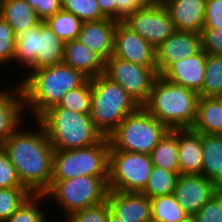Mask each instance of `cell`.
<instances>
[{
    "label": "cell",
    "instance_id": "41",
    "mask_svg": "<svg viewBox=\"0 0 222 222\" xmlns=\"http://www.w3.org/2000/svg\"><path fill=\"white\" fill-rule=\"evenodd\" d=\"M201 42L206 53L222 56V30L202 29Z\"/></svg>",
    "mask_w": 222,
    "mask_h": 222
},
{
    "label": "cell",
    "instance_id": "33",
    "mask_svg": "<svg viewBox=\"0 0 222 222\" xmlns=\"http://www.w3.org/2000/svg\"><path fill=\"white\" fill-rule=\"evenodd\" d=\"M45 199L44 194H33L24 202L6 222H48L47 215L39 203ZM43 210V211H42Z\"/></svg>",
    "mask_w": 222,
    "mask_h": 222
},
{
    "label": "cell",
    "instance_id": "16",
    "mask_svg": "<svg viewBox=\"0 0 222 222\" xmlns=\"http://www.w3.org/2000/svg\"><path fill=\"white\" fill-rule=\"evenodd\" d=\"M206 58L207 53L202 49L194 56L172 63L160 76L199 93L203 87Z\"/></svg>",
    "mask_w": 222,
    "mask_h": 222
},
{
    "label": "cell",
    "instance_id": "7",
    "mask_svg": "<svg viewBox=\"0 0 222 222\" xmlns=\"http://www.w3.org/2000/svg\"><path fill=\"white\" fill-rule=\"evenodd\" d=\"M109 149V139L104 137L86 148L54 150L51 180L80 176L108 177Z\"/></svg>",
    "mask_w": 222,
    "mask_h": 222
},
{
    "label": "cell",
    "instance_id": "46",
    "mask_svg": "<svg viewBox=\"0 0 222 222\" xmlns=\"http://www.w3.org/2000/svg\"><path fill=\"white\" fill-rule=\"evenodd\" d=\"M215 98L218 100V102L220 103V105L222 107V93L216 95Z\"/></svg>",
    "mask_w": 222,
    "mask_h": 222
},
{
    "label": "cell",
    "instance_id": "45",
    "mask_svg": "<svg viewBox=\"0 0 222 222\" xmlns=\"http://www.w3.org/2000/svg\"><path fill=\"white\" fill-rule=\"evenodd\" d=\"M179 222H197L194 215H187L184 219L180 220Z\"/></svg>",
    "mask_w": 222,
    "mask_h": 222
},
{
    "label": "cell",
    "instance_id": "14",
    "mask_svg": "<svg viewBox=\"0 0 222 222\" xmlns=\"http://www.w3.org/2000/svg\"><path fill=\"white\" fill-rule=\"evenodd\" d=\"M113 56L141 66H156L155 48L122 22L115 28Z\"/></svg>",
    "mask_w": 222,
    "mask_h": 222
},
{
    "label": "cell",
    "instance_id": "27",
    "mask_svg": "<svg viewBox=\"0 0 222 222\" xmlns=\"http://www.w3.org/2000/svg\"><path fill=\"white\" fill-rule=\"evenodd\" d=\"M150 212L151 222H179L188 215L173 193L150 199Z\"/></svg>",
    "mask_w": 222,
    "mask_h": 222
},
{
    "label": "cell",
    "instance_id": "36",
    "mask_svg": "<svg viewBox=\"0 0 222 222\" xmlns=\"http://www.w3.org/2000/svg\"><path fill=\"white\" fill-rule=\"evenodd\" d=\"M16 52V36L13 29L0 17V66L13 61Z\"/></svg>",
    "mask_w": 222,
    "mask_h": 222
},
{
    "label": "cell",
    "instance_id": "31",
    "mask_svg": "<svg viewBox=\"0 0 222 222\" xmlns=\"http://www.w3.org/2000/svg\"><path fill=\"white\" fill-rule=\"evenodd\" d=\"M74 112L90 114L91 112V80L87 79L81 86L68 91L57 106Z\"/></svg>",
    "mask_w": 222,
    "mask_h": 222
},
{
    "label": "cell",
    "instance_id": "35",
    "mask_svg": "<svg viewBox=\"0 0 222 222\" xmlns=\"http://www.w3.org/2000/svg\"><path fill=\"white\" fill-rule=\"evenodd\" d=\"M110 209L107 200L65 216L66 222H106Z\"/></svg>",
    "mask_w": 222,
    "mask_h": 222
},
{
    "label": "cell",
    "instance_id": "2",
    "mask_svg": "<svg viewBox=\"0 0 222 222\" xmlns=\"http://www.w3.org/2000/svg\"><path fill=\"white\" fill-rule=\"evenodd\" d=\"M29 73V74H28ZM19 86L24 109H29L34 121L51 107L57 106L70 90L81 86L88 78L64 63L28 72ZM26 107V108H25Z\"/></svg>",
    "mask_w": 222,
    "mask_h": 222
},
{
    "label": "cell",
    "instance_id": "18",
    "mask_svg": "<svg viewBox=\"0 0 222 222\" xmlns=\"http://www.w3.org/2000/svg\"><path fill=\"white\" fill-rule=\"evenodd\" d=\"M116 26L117 21L109 18L83 22L75 40L88 46L106 61L113 55Z\"/></svg>",
    "mask_w": 222,
    "mask_h": 222
},
{
    "label": "cell",
    "instance_id": "42",
    "mask_svg": "<svg viewBox=\"0 0 222 222\" xmlns=\"http://www.w3.org/2000/svg\"><path fill=\"white\" fill-rule=\"evenodd\" d=\"M35 11L38 18L43 22L62 10V0H25Z\"/></svg>",
    "mask_w": 222,
    "mask_h": 222
},
{
    "label": "cell",
    "instance_id": "1",
    "mask_svg": "<svg viewBox=\"0 0 222 222\" xmlns=\"http://www.w3.org/2000/svg\"><path fill=\"white\" fill-rule=\"evenodd\" d=\"M36 122L37 131H23L20 125L1 146L22 186L32 194H44L50 187L54 149L45 128L38 120Z\"/></svg>",
    "mask_w": 222,
    "mask_h": 222
},
{
    "label": "cell",
    "instance_id": "37",
    "mask_svg": "<svg viewBox=\"0 0 222 222\" xmlns=\"http://www.w3.org/2000/svg\"><path fill=\"white\" fill-rule=\"evenodd\" d=\"M197 222H222V189L194 215Z\"/></svg>",
    "mask_w": 222,
    "mask_h": 222
},
{
    "label": "cell",
    "instance_id": "21",
    "mask_svg": "<svg viewBox=\"0 0 222 222\" xmlns=\"http://www.w3.org/2000/svg\"><path fill=\"white\" fill-rule=\"evenodd\" d=\"M179 174L201 175L202 134L192 128L177 129Z\"/></svg>",
    "mask_w": 222,
    "mask_h": 222
},
{
    "label": "cell",
    "instance_id": "5",
    "mask_svg": "<svg viewBox=\"0 0 222 222\" xmlns=\"http://www.w3.org/2000/svg\"><path fill=\"white\" fill-rule=\"evenodd\" d=\"M90 118L104 137H108L140 105L120 85L104 74L91 78Z\"/></svg>",
    "mask_w": 222,
    "mask_h": 222
},
{
    "label": "cell",
    "instance_id": "25",
    "mask_svg": "<svg viewBox=\"0 0 222 222\" xmlns=\"http://www.w3.org/2000/svg\"><path fill=\"white\" fill-rule=\"evenodd\" d=\"M192 129L201 134L222 135V107L215 97L199 96Z\"/></svg>",
    "mask_w": 222,
    "mask_h": 222
},
{
    "label": "cell",
    "instance_id": "15",
    "mask_svg": "<svg viewBox=\"0 0 222 222\" xmlns=\"http://www.w3.org/2000/svg\"><path fill=\"white\" fill-rule=\"evenodd\" d=\"M155 50L157 72L161 75L172 63L194 56L202 50L201 34L175 31Z\"/></svg>",
    "mask_w": 222,
    "mask_h": 222
},
{
    "label": "cell",
    "instance_id": "24",
    "mask_svg": "<svg viewBox=\"0 0 222 222\" xmlns=\"http://www.w3.org/2000/svg\"><path fill=\"white\" fill-rule=\"evenodd\" d=\"M202 174L222 189V135L202 134Z\"/></svg>",
    "mask_w": 222,
    "mask_h": 222
},
{
    "label": "cell",
    "instance_id": "17",
    "mask_svg": "<svg viewBox=\"0 0 222 222\" xmlns=\"http://www.w3.org/2000/svg\"><path fill=\"white\" fill-rule=\"evenodd\" d=\"M107 202L124 222H151L150 198L142 192L109 190Z\"/></svg>",
    "mask_w": 222,
    "mask_h": 222
},
{
    "label": "cell",
    "instance_id": "43",
    "mask_svg": "<svg viewBox=\"0 0 222 222\" xmlns=\"http://www.w3.org/2000/svg\"><path fill=\"white\" fill-rule=\"evenodd\" d=\"M98 7L105 18L116 21V0H96Z\"/></svg>",
    "mask_w": 222,
    "mask_h": 222
},
{
    "label": "cell",
    "instance_id": "32",
    "mask_svg": "<svg viewBox=\"0 0 222 222\" xmlns=\"http://www.w3.org/2000/svg\"><path fill=\"white\" fill-rule=\"evenodd\" d=\"M32 195L26 187L0 188V222H6Z\"/></svg>",
    "mask_w": 222,
    "mask_h": 222
},
{
    "label": "cell",
    "instance_id": "8",
    "mask_svg": "<svg viewBox=\"0 0 222 222\" xmlns=\"http://www.w3.org/2000/svg\"><path fill=\"white\" fill-rule=\"evenodd\" d=\"M64 42L43 21L16 36L14 61L29 70L62 63Z\"/></svg>",
    "mask_w": 222,
    "mask_h": 222
},
{
    "label": "cell",
    "instance_id": "22",
    "mask_svg": "<svg viewBox=\"0 0 222 222\" xmlns=\"http://www.w3.org/2000/svg\"><path fill=\"white\" fill-rule=\"evenodd\" d=\"M16 85L18 86L10 88L11 90H0V145L24 123L23 114L27 110H24L19 83Z\"/></svg>",
    "mask_w": 222,
    "mask_h": 222
},
{
    "label": "cell",
    "instance_id": "4",
    "mask_svg": "<svg viewBox=\"0 0 222 222\" xmlns=\"http://www.w3.org/2000/svg\"><path fill=\"white\" fill-rule=\"evenodd\" d=\"M38 121L45 128L54 150L86 148L104 138L93 124L90 114L50 108Z\"/></svg>",
    "mask_w": 222,
    "mask_h": 222
},
{
    "label": "cell",
    "instance_id": "3",
    "mask_svg": "<svg viewBox=\"0 0 222 222\" xmlns=\"http://www.w3.org/2000/svg\"><path fill=\"white\" fill-rule=\"evenodd\" d=\"M198 99L197 92L170 83L159 75L142 107L169 129L192 128Z\"/></svg>",
    "mask_w": 222,
    "mask_h": 222
},
{
    "label": "cell",
    "instance_id": "26",
    "mask_svg": "<svg viewBox=\"0 0 222 222\" xmlns=\"http://www.w3.org/2000/svg\"><path fill=\"white\" fill-rule=\"evenodd\" d=\"M153 166L179 172L177 129H169L150 154Z\"/></svg>",
    "mask_w": 222,
    "mask_h": 222
},
{
    "label": "cell",
    "instance_id": "28",
    "mask_svg": "<svg viewBox=\"0 0 222 222\" xmlns=\"http://www.w3.org/2000/svg\"><path fill=\"white\" fill-rule=\"evenodd\" d=\"M179 175V172H172L153 166L147 186L142 193L150 199L172 194Z\"/></svg>",
    "mask_w": 222,
    "mask_h": 222
},
{
    "label": "cell",
    "instance_id": "9",
    "mask_svg": "<svg viewBox=\"0 0 222 222\" xmlns=\"http://www.w3.org/2000/svg\"><path fill=\"white\" fill-rule=\"evenodd\" d=\"M108 192V177L80 176L66 180H51L44 196L54 203L56 201L64 210L65 216H68L107 200Z\"/></svg>",
    "mask_w": 222,
    "mask_h": 222
},
{
    "label": "cell",
    "instance_id": "23",
    "mask_svg": "<svg viewBox=\"0 0 222 222\" xmlns=\"http://www.w3.org/2000/svg\"><path fill=\"white\" fill-rule=\"evenodd\" d=\"M0 17L13 29L15 36L42 22L25 0H0Z\"/></svg>",
    "mask_w": 222,
    "mask_h": 222
},
{
    "label": "cell",
    "instance_id": "11",
    "mask_svg": "<svg viewBox=\"0 0 222 222\" xmlns=\"http://www.w3.org/2000/svg\"><path fill=\"white\" fill-rule=\"evenodd\" d=\"M104 75L120 85L142 106L159 76L156 66H141L113 55L105 61Z\"/></svg>",
    "mask_w": 222,
    "mask_h": 222
},
{
    "label": "cell",
    "instance_id": "20",
    "mask_svg": "<svg viewBox=\"0 0 222 222\" xmlns=\"http://www.w3.org/2000/svg\"><path fill=\"white\" fill-rule=\"evenodd\" d=\"M62 63L78 70L88 79L104 74L105 60L75 39L64 43Z\"/></svg>",
    "mask_w": 222,
    "mask_h": 222
},
{
    "label": "cell",
    "instance_id": "40",
    "mask_svg": "<svg viewBox=\"0 0 222 222\" xmlns=\"http://www.w3.org/2000/svg\"><path fill=\"white\" fill-rule=\"evenodd\" d=\"M162 0H116V21L122 20L135 10L161 3Z\"/></svg>",
    "mask_w": 222,
    "mask_h": 222
},
{
    "label": "cell",
    "instance_id": "13",
    "mask_svg": "<svg viewBox=\"0 0 222 222\" xmlns=\"http://www.w3.org/2000/svg\"><path fill=\"white\" fill-rule=\"evenodd\" d=\"M220 189L203 175L180 174L173 194L188 215H195Z\"/></svg>",
    "mask_w": 222,
    "mask_h": 222
},
{
    "label": "cell",
    "instance_id": "39",
    "mask_svg": "<svg viewBox=\"0 0 222 222\" xmlns=\"http://www.w3.org/2000/svg\"><path fill=\"white\" fill-rule=\"evenodd\" d=\"M203 29L222 30V0H206Z\"/></svg>",
    "mask_w": 222,
    "mask_h": 222
},
{
    "label": "cell",
    "instance_id": "10",
    "mask_svg": "<svg viewBox=\"0 0 222 222\" xmlns=\"http://www.w3.org/2000/svg\"><path fill=\"white\" fill-rule=\"evenodd\" d=\"M152 168L148 154L109 150L108 188L113 191L142 192Z\"/></svg>",
    "mask_w": 222,
    "mask_h": 222
},
{
    "label": "cell",
    "instance_id": "12",
    "mask_svg": "<svg viewBox=\"0 0 222 222\" xmlns=\"http://www.w3.org/2000/svg\"><path fill=\"white\" fill-rule=\"evenodd\" d=\"M122 23L138 33L154 48H157L176 31L174 22L162 2L135 10L127 15Z\"/></svg>",
    "mask_w": 222,
    "mask_h": 222
},
{
    "label": "cell",
    "instance_id": "6",
    "mask_svg": "<svg viewBox=\"0 0 222 222\" xmlns=\"http://www.w3.org/2000/svg\"><path fill=\"white\" fill-rule=\"evenodd\" d=\"M169 128L142 106L128 114L108 136L109 150H122L150 155Z\"/></svg>",
    "mask_w": 222,
    "mask_h": 222
},
{
    "label": "cell",
    "instance_id": "29",
    "mask_svg": "<svg viewBox=\"0 0 222 222\" xmlns=\"http://www.w3.org/2000/svg\"><path fill=\"white\" fill-rule=\"evenodd\" d=\"M45 22L64 43L76 39L83 24L75 15L64 10L58 11Z\"/></svg>",
    "mask_w": 222,
    "mask_h": 222
},
{
    "label": "cell",
    "instance_id": "34",
    "mask_svg": "<svg viewBox=\"0 0 222 222\" xmlns=\"http://www.w3.org/2000/svg\"><path fill=\"white\" fill-rule=\"evenodd\" d=\"M62 10L72 13L82 22L105 18L96 0H62Z\"/></svg>",
    "mask_w": 222,
    "mask_h": 222
},
{
    "label": "cell",
    "instance_id": "19",
    "mask_svg": "<svg viewBox=\"0 0 222 222\" xmlns=\"http://www.w3.org/2000/svg\"><path fill=\"white\" fill-rule=\"evenodd\" d=\"M206 0H162L176 31L201 34L205 20Z\"/></svg>",
    "mask_w": 222,
    "mask_h": 222
},
{
    "label": "cell",
    "instance_id": "30",
    "mask_svg": "<svg viewBox=\"0 0 222 222\" xmlns=\"http://www.w3.org/2000/svg\"><path fill=\"white\" fill-rule=\"evenodd\" d=\"M222 93V56L207 53L201 97H215Z\"/></svg>",
    "mask_w": 222,
    "mask_h": 222
},
{
    "label": "cell",
    "instance_id": "38",
    "mask_svg": "<svg viewBox=\"0 0 222 222\" xmlns=\"http://www.w3.org/2000/svg\"><path fill=\"white\" fill-rule=\"evenodd\" d=\"M24 187L22 186L15 167L5 150L0 145V188Z\"/></svg>",
    "mask_w": 222,
    "mask_h": 222
},
{
    "label": "cell",
    "instance_id": "44",
    "mask_svg": "<svg viewBox=\"0 0 222 222\" xmlns=\"http://www.w3.org/2000/svg\"><path fill=\"white\" fill-rule=\"evenodd\" d=\"M106 222H124L118 217L115 213H113L110 209L107 212V220Z\"/></svg>",
    "mask_w": 222,
    "mask_h": 222
}]
</instances>
